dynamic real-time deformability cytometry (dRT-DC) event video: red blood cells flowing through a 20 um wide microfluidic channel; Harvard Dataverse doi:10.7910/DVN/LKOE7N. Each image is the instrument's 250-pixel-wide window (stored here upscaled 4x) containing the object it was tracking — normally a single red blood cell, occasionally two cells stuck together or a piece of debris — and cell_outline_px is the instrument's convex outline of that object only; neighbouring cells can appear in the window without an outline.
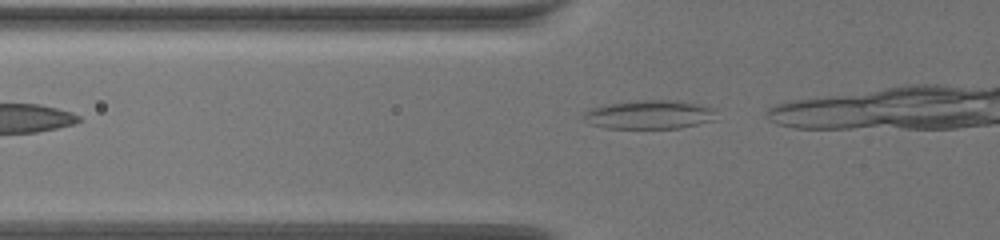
{"species": "common noctule bat (a hibernating species)", "species_latin": "Nyctalus noctula", "temperature_condition": "warm", "stored_images_in_passage": 9, "camera_frame_rate_fps": 3000, "um_per_image_px": 0.085, "animal": {"sex": "female", "body_mass_g": 19.5, "forearm_length_mm": 54.1}, "frame": {"image": 1, "passage_image": 3, "time_ms": 0.667, "image_size_px": [1000, 240], "cell_outline_px": [[716, 108], [712, 120], [680, 128], [604, 128], [588, 124], [580, 116], [588, 108], [604, 104], [636, 100], [676, 100]], "centroid_in_image_um": [55.08, 9.73], "position_along_channel_um": 70.7, "area_um2": 22.48}}
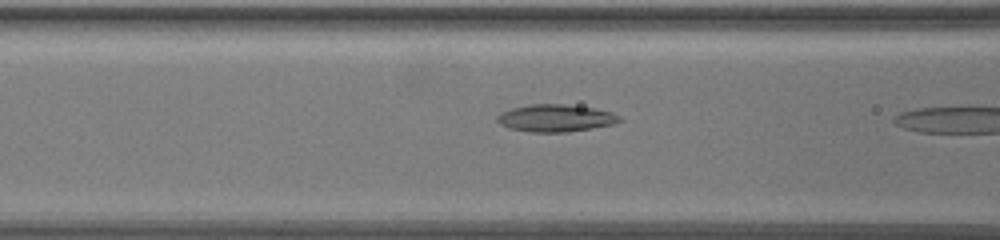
{"frame": {"image": 2, "passage_image": 8, "time_ms": 2.333, "image_size_px": [1000, 240], "cell_outline_px": [[624, 120], [616, 124], [568, 132], [528, 132], [508, 128], [500, 124], [496, 120], [496, 116], [500, 112], [512, 108], [528, 104], [564, 104], [592, 108], [612, 112], [620, 116]], "centroid_in_image_um": [47.22, 10.04], "position_along_channel_um": 119.4, "area_um2": 19.71}}